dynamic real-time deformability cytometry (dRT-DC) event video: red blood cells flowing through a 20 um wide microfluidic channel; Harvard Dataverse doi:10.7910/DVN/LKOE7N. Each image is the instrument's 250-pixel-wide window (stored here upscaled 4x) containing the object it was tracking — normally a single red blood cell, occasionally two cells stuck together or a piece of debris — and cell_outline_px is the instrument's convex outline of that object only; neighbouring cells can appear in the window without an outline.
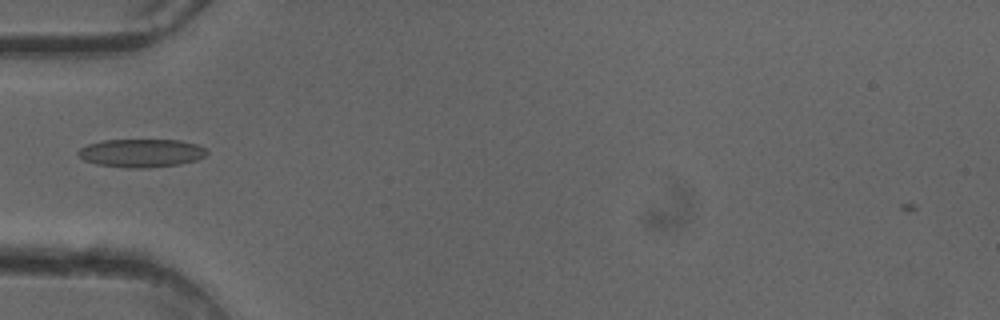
{"species": "common noctule bat (a hibernating species)", "species_latin": "Nyctalus noctula", "temperature_condition": "cold", "stored_images_in_passage": 34, "camera_frame_rate_fps": 3000, "um_per_image_px": 0.085, "animal": {"sex": "female"}, "frame": {"image": 1, "passage_image": 1, "time_ms": 0.0, "image_size_px": [1000, 320], "cell_outline_px": [[208, 152], [204, 156], [196, 160], [180, 164], [148, 168], [124, 168], [96, 164], [84, 160], [76, 152], [80, 148], [88, 144], [104, 140], [180, 140], [196, 144], [208, 148]], "centroid_in_image_um": [12.02, 13.01], "position_along_channel_um": 73.0, "area_um2": 21.33}}
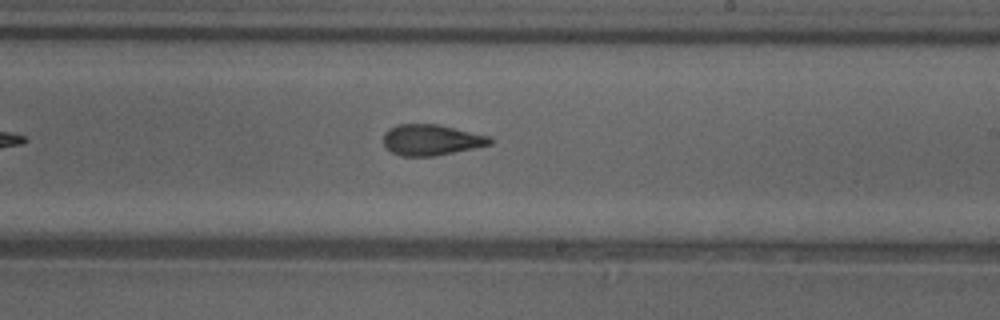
{"frame": {"image": 2, "passage_image": 14, "time_ms": 4.333, "image_size_px": [1000, 320], "cell_outline_px": [[492, 144], [436, 156], [404, 156], [392, 152], [384, 144], [384, 132], [388, 128], [396, 124], [436, 124], [488, 136], [492, 140]], "centroid_in_image_um": [36.62, 11.89], "position_along_channel_um": 252.4, "area_um2": 18.96}}
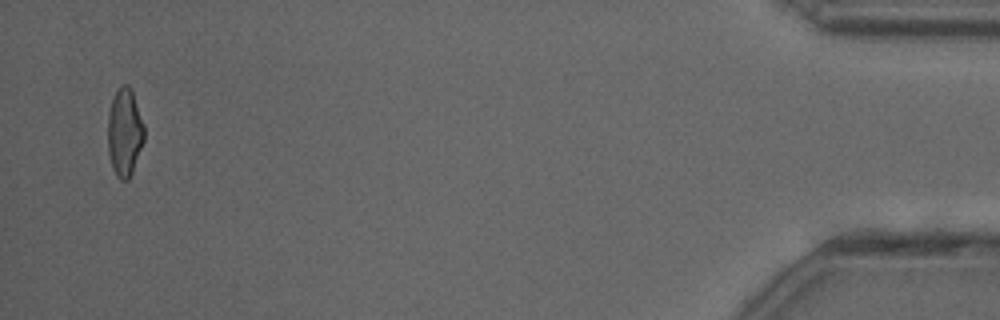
{"frame": {"image": 3, "passage_image": 33, "time_ms": 10.667, "image_size_px": [1000, 320], "cell_outline_px": [[144, 140], [132, 172], [128, 180], [120, 180], [116, 176], [112, 168], [108, 152], [108, 116], [112, 100], [120, 84], [128, 84], [132, 92], [144, 124]], "centroid_in_image_um": [10.58, 11.27], "position_along_channel_um": 424.6, "area_um2": 18.55}}